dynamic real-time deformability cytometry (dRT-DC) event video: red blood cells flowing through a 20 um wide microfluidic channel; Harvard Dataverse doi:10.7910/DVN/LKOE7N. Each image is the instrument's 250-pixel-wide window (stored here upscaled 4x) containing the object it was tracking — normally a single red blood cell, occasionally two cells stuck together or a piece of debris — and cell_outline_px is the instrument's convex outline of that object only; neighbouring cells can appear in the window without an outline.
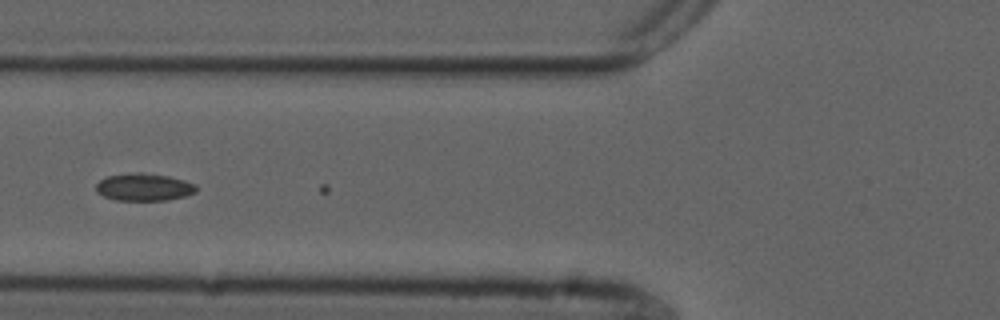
{"species": "common noctule bat (a hibernating species)", "species_latin": "Nyctalus noctula", "temperature_condition": "cold", "stored_images_in_passage": 7, "camera_frame_rate_fps": 3000, "um_per_image_px": 0.085, "animal": {"sex": "male", "forearm_length_mm": 52.5}, "frame": {"image": 1, "passage_image": 5, "time_ms": 1.333, "image_size_px": [1000, 320], "cell_outline_px": [[196, 192], [184, 196], [168, 200], [116, 200], [104, 196], [96, 192], [96, 184], [100, 180], [108, 176], [136, 172], [140, 172], [168, 176], [184, 180], [196, 184]], "centroid_in_image_um": [12.23, 15.9], "position_along_channel_um": 113.6, "area_um2": 15.95}}